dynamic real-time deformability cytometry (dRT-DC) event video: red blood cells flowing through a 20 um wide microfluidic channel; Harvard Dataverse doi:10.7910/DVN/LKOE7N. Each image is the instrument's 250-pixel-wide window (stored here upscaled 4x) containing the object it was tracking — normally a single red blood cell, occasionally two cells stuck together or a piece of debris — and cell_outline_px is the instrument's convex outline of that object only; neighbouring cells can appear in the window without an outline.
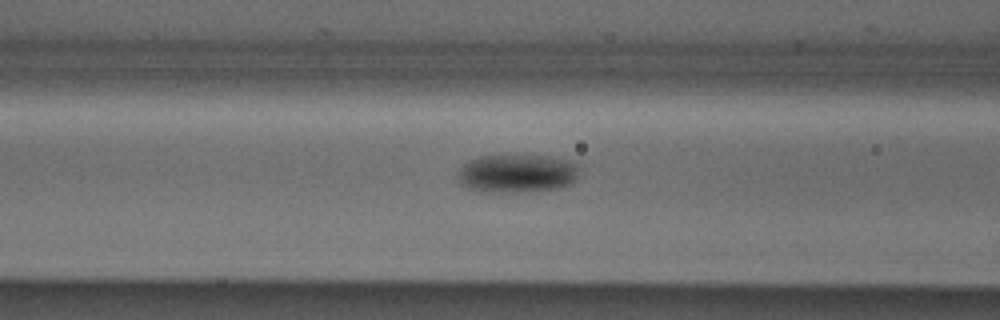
{"species": "Egyptian fruit bat (a non-hibernating species)", "species_latin": "Rousettus aegyptiacus", "temperature_condition": "cold", "stored_images_in_passage": 12, "camera_frame_rate_fps": 3000, "um_per_image_px": 0.085, "animal": {"sex": "male"}, "frame": {"image": 1, "passage_image": 10, "time_ms": 3.0, "image_size_px": [1000, 320], "cell_outline_px": [[576, 176], [568, 184], [560, 188], [520, 192], [476, 192], [460, 184], [456, 180], [456, 172], [468, 160], [480, 156], [548, 156], [576, 160]], "centroid_in_image_um": [43.86, 14.75], "position_along_channel_um": 122.7, "area_um2": 27.4}}